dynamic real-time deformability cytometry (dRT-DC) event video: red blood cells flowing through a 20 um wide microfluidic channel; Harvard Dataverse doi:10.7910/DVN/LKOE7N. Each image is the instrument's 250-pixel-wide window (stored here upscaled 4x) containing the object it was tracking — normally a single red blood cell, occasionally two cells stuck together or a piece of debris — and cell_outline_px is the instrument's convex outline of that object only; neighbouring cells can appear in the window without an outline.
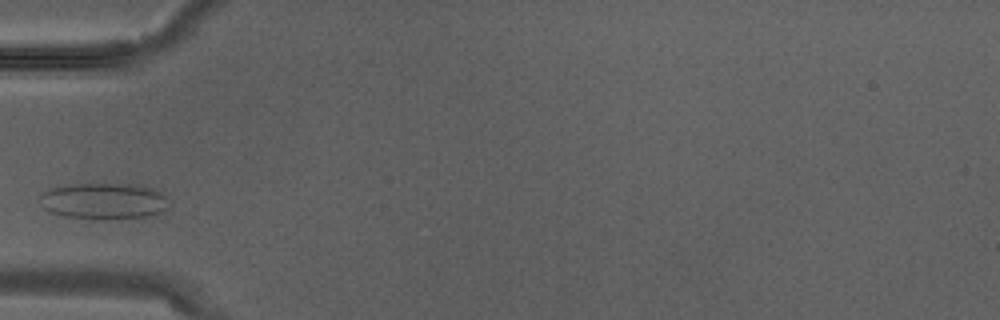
{"species": "Egyptian fruit bat (a non-hibernating species)", "species_latin": "Rousettus aegyptiacus", "temperature_condition": "warm", "stored_images_in_passage": 1, "camera_frame_rate_fps": 3000, "um_per_image_px": 0.085, "animal": {"sex": "male"}, "frame": {"image": 1, "passage_image": 1, "time_ms": 0.0, "image_size_px": [1000, 320], "cell_outline_px": [[168, 208], [160, 212], [148, 216], [92, 220], [64, 216], [52, 212], [44, 208], [40, 196], [44, 192], [52, 188], [68, 184], [140, 184], [152, 188], [160, 192], [164, 196]], "centroid_in_image_um": [8.82, 17.09], "position_along_channel_um": 76.2, "area_um2": 27.17}}